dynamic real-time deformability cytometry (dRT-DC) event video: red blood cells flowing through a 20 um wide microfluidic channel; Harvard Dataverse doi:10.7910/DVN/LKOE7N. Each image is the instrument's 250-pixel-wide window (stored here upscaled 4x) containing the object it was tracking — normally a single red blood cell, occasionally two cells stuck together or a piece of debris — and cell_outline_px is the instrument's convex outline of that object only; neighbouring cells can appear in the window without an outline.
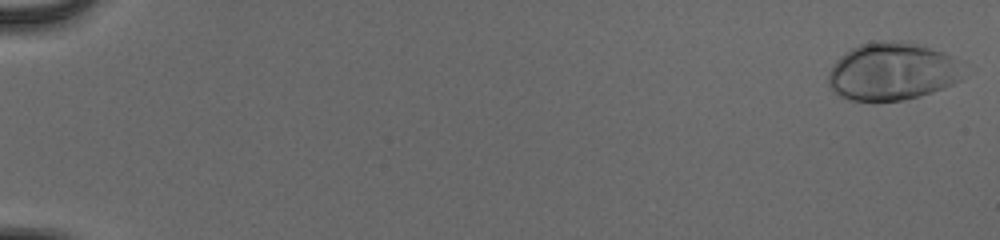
{"species": "human", "species_latin": "Homo sapiens", "temperature_condition": "cold", "stored_images_in_passage": 55, "camera_frame_rate_fps": 3000, "um_per_image_px": 0.085, "donor": {"sex": "male"}, "frame": {"image": 1, "passage_image": 2, "time_ms": 0.333, "image_size_px": [1000, 240], "cell_outline_px": [[960, 80], [952, 84], [932, 92], [920, 96], [904, 100], [852, 100], [840, 96], [828, 84], [828, 72], [836, 60], [840, 56], [852, 48], [860, 44], [880, 40], [908, 40], [944, 52], [960, 60]], "centroid_in_image_um": [75.84, 6.04], "position_along_channel_um": 9.2, "area_um2": 45.55}}
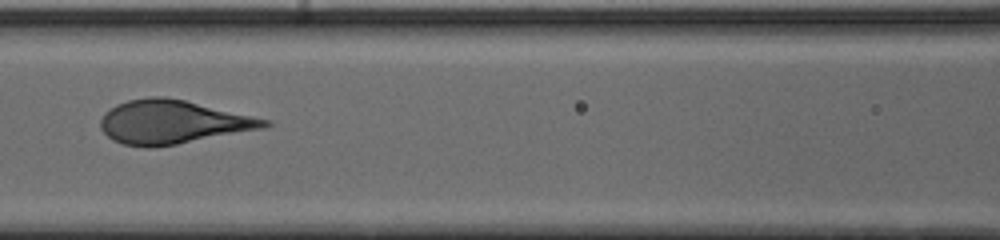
{"frame": {"image": 2, "passage_image": 28, "time_ms": 9.0, "image_size_px": [1000, 240], "cell_outline_px": [[272, 124], [268, 128], [176, 144], [148, 148], [144, 148], [124, 144], [112, 140], [100, 128], [100, 120], [104, 112], [116, 104], [128, 100], [148, 96], [164, 96], [184, 100], [272, 120]], "centroid_in_image_um": [14.69, 10.37], "position_along_channel_um": 151.9, "area_um2": 41.96}}
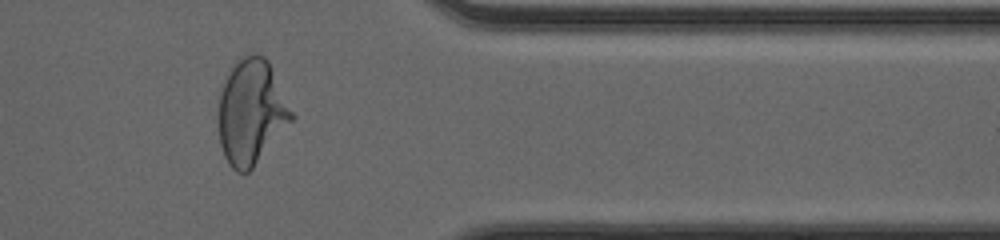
{"frame": {"image": 3, "passage_image": 47, "time_ms": 15.333, "image_size_px": [1000, 240], "cell_outline_px": [[296, 116], [252, 168], [248, 172], [236, 172], [228, 164], [224, 156], [220, 144], [216, 116], [220, 92], [232, 68], [244, 56], [252, 52], [256, 52], [264, 56], [268, 60]], "centroid_in_image_um": [21.35, 9.53], "position_along_channel_um": 390.0, "area_um2": 44.85}}